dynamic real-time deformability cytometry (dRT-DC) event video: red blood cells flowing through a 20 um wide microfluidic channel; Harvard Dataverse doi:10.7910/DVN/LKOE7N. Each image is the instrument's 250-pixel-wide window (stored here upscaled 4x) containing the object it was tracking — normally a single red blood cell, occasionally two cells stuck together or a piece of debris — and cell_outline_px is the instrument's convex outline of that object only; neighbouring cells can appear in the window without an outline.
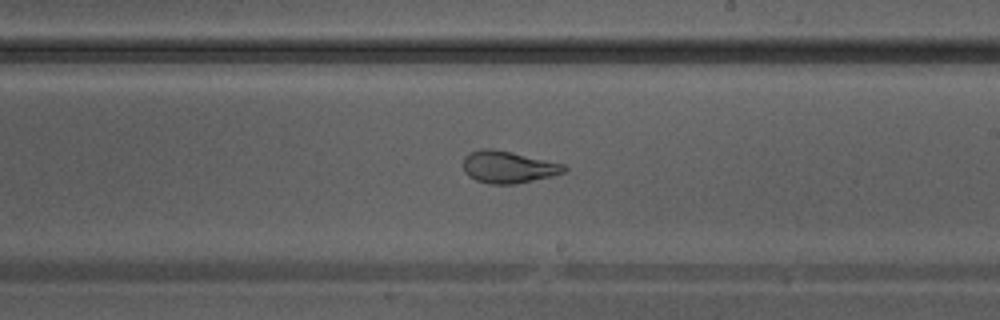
{"species": "Egyptian fruit bat (a non-hibernating species)", "species_latin": "Rousettus aegyptiacus", "temperature_condition": "warm", "stored_images_in_passage": 37, "camera_frame_rate_fps": 3000, "um_per_image_px": 0.085, "animal": {"sex": "male"}, "frame": {"image": 1, "passage_image": 22, "time_ms": 7.0, "image_size_px": [1000, 320], "cell_outline_px": [[568, 168], [564, 172], [552, 176], [516, 184], [488, 184], [476, 180], [468, 176], [464, 172], [464, 156], [468, 152], [480, 148], [492, 148], [512, 152], [564, 164]], "centroid_in_image_um": [43.17, 14.19], "position_along_channel_um": 245.8, "area_um2": 19.02}}